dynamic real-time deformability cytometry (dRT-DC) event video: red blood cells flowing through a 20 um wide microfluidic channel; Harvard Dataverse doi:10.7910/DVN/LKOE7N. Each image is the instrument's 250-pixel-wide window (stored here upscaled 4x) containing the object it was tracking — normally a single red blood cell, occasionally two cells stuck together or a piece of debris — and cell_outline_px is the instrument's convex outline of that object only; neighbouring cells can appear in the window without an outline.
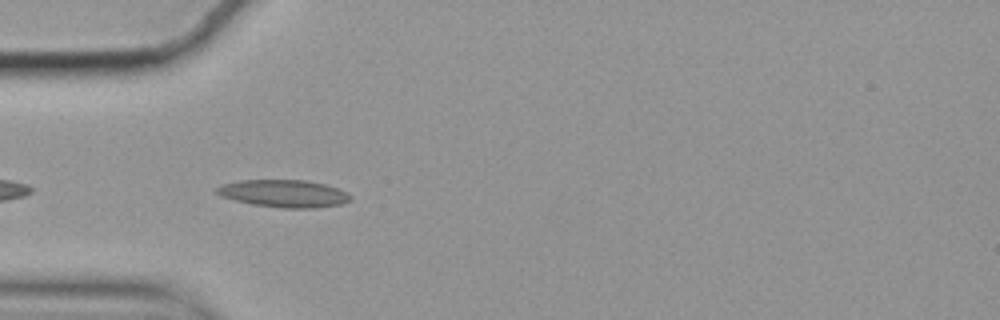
{"species": "common noctule bat (a hibernating species)", "species_latin": "Nyctalus noctula", "temperature_condition": "cold", "stored_images_in_passage": 40, "camera_frame_rate_fps": 3000, "um_per_image_px": 0.085, "animal": {"sex": "female", "body_mass_g": 19.9}, "frame": {"image": 1, "passage_image": 3, "time_ms": 0.667, "image_size_px": [1000, 320], "cell_outline_px": [[352, 200], [344, 204], [316, 208], [284, 208], [252, 204], [220, 196], [216, 192], [216, 188], [220, 184], [240, 180], [304, 180], [324, 184], [348, 192], [352, 196]], "centroid_in_image_um": [24.16, 16.45], "position_along_channel_um": 60.8, "area_um2": 21.5}}
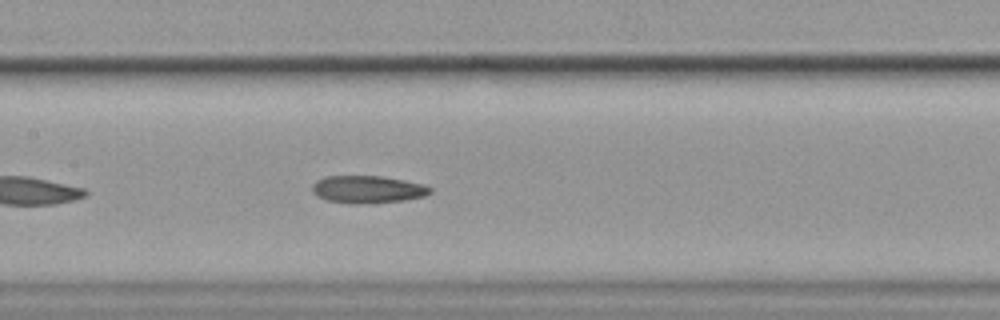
{"frame": {"image": 2, "passage_image": 13, "time_ms": 4.0, "image_size_px": [1000, 320], "cell_outline_px": [[432, 192], [424, 196], [404, 200], [372, 204], [352, 204], [328, 200], [316, 196], [312, 192], [312, 184], [316, 180], [324, 176], [380, 176], [404, 180], [424, 184], [432, 188]], "centroid_in_image_um": [31.24, 16.1], "position_along_channel_um": 176.2, "area_um2": 19.13}}
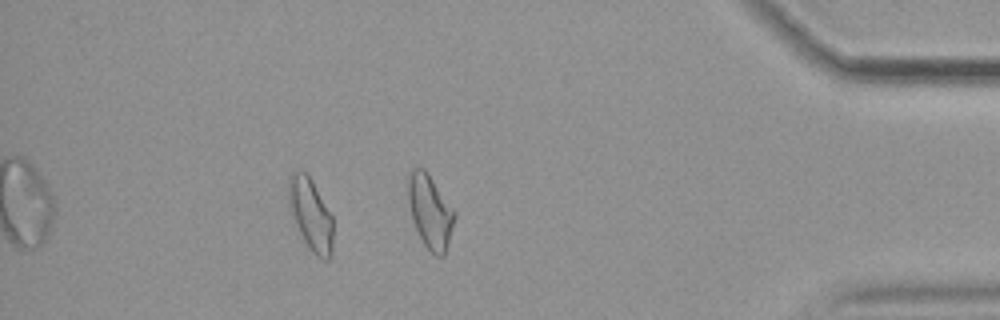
{"frame": {"image": 3, "passage_image": 35, "time_ms": 11.333, "image_size_px": [1000, 320], "cell_outline_px": [[332, 252], [328, 260], [324, 260], [316, 256], [308, 248], [296, 224], [288, 204], [288, 176], [292, 172], [308, 172], [332, 216]], "centroid_in_image_um": [26.4, 18.21], "position_along_channel_um": 408.8, "area_um2": 18.67}, "authors_computed_cell_mechanics": {"area_um2": 19.0451, "velocity_mm_per_s": 3.5192, "shape_relaxation_time_tau1_ms": null, "shape_relaxation_time_tau2_ms": 4.8887, "deformation_change_tau1": null, "deformation_change_tau2": 0.1358}}